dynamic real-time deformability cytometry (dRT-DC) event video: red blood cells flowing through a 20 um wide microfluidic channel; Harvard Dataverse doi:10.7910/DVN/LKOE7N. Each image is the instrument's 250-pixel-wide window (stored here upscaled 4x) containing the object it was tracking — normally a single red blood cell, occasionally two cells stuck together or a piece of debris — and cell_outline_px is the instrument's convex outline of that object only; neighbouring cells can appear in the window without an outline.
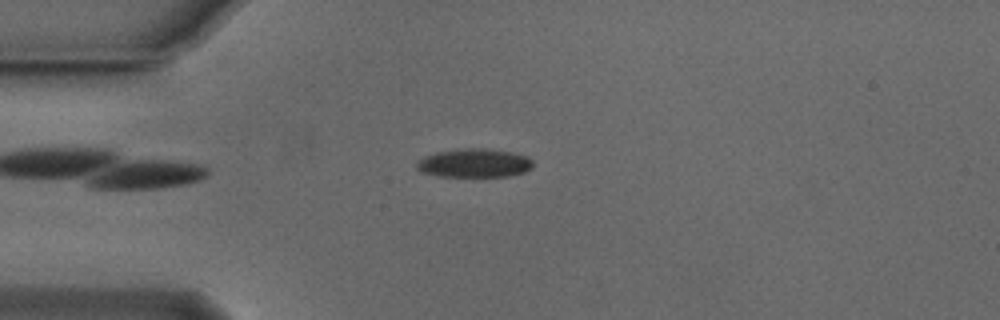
{"species": "Egyptian fruit bat (a non-hibernating species)", "species_latin": "Rousettus aegyptiacus", "temperature_condition": "cold", "stored_images_in_passage": 32, "camera_frame_rate_fps": 3000, "um_per_image_px": 0.085, "animal": {"sex": "male"}, "frame": {"image": 1, "passage_image": 7, "time_ms": 2.0, "image_size_px": [1000, 320], "cell_outline_px": [[532, 168], [524, 172], [508, 176], [440, 176], [420, 172], [416, 168], [416, 164], [424, 156], [436, 152], [468, 148], [480, 148], [508, 152], [528, 156], [532, 160]], "centroid_in_image_um": [40.3, 13.87], "position_along_channel_um": 44.7, "area_um2": 19.19}}
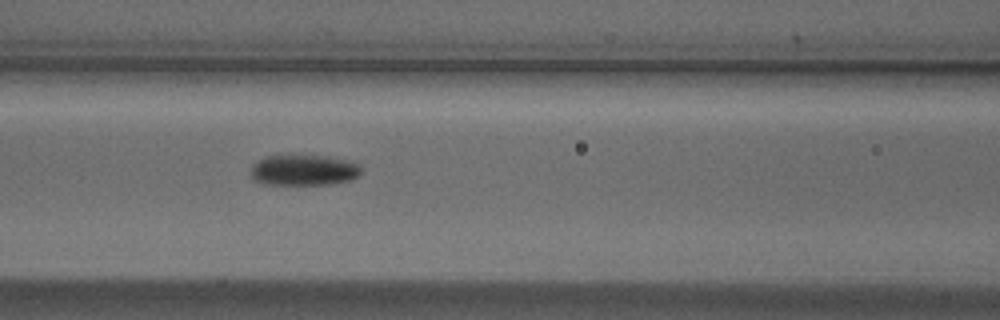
{"frame": {"image": 2, "passage_image": 16, "time_ms": 5.0, "image_size_px": [1000, 320], "cell_outline_px": [[360, 172], [352, 180], [332, 184], [268, 184], [252, 180], [252, 164], [268, 156], [328, 156], [344, 160], [356, 164], [360, 168]], "centroid_in_image_um": [25.8, 14.47], "position_along_channel_um": 140.8, "area_um2": 19.36}}
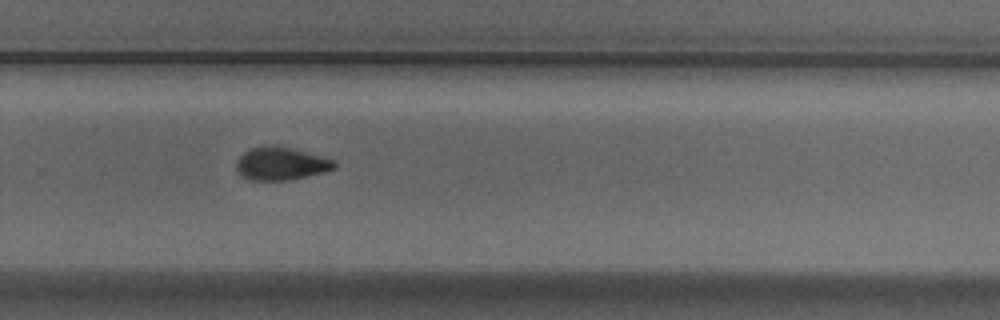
{"frame": {"image": 3, "passage_image": 29, "time_ms": 9.333, "image_size_px": [1000, 320], "cell_outline_px": [[336, 168], [324, 172], [288, 180], [248, 180], [240, 176], [236, 172], [236, 160], [244, 152], [252, 148], [264, 144], [276, 144], [336, 160]], "centroid_in_image_um": [23.84, 13.9], "position_along_channel_um": 306.0, "area_um2": 19.13}}